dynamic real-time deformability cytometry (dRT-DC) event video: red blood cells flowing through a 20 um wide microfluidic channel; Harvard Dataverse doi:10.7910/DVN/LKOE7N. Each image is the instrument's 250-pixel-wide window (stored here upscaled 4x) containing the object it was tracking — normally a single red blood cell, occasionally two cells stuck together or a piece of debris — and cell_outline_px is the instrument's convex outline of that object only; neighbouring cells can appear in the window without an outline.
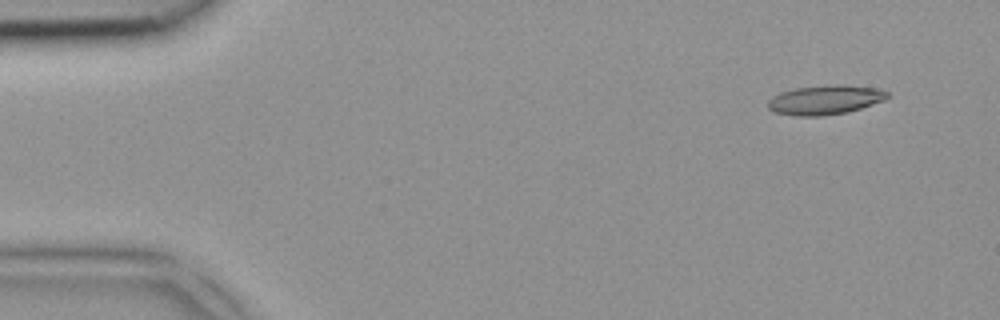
{"species": "common noctule bat (a hibernating species)", "species_latin": "Nyctalus noctula", "temperature_condition": "room temperature", "stored_images_in_passage": 3, "camera_frame_rate_fps": 3000, "um_per_image_px": 0.085, "animal": {"sex": "female", "body_mass_g": 18.4}, "frame": {"image": 1, "passage_image": 1, "time_ms": 0.0, "image_size_px": [1000, 320], "cell_outline_px": [[888, 96], [884, 100], [848, 112], [820, 116], [792, 116], [776, 112], [768, 108], [768, 100], [772, 96], [780, 92], [796, 88], [836, 84], [844, 84], [876, 88], [888, 92]], "centroid_in_image_um": [70.11, 8.48], "position_along_channel_um": 14.9, "area_um2": 20.4}}